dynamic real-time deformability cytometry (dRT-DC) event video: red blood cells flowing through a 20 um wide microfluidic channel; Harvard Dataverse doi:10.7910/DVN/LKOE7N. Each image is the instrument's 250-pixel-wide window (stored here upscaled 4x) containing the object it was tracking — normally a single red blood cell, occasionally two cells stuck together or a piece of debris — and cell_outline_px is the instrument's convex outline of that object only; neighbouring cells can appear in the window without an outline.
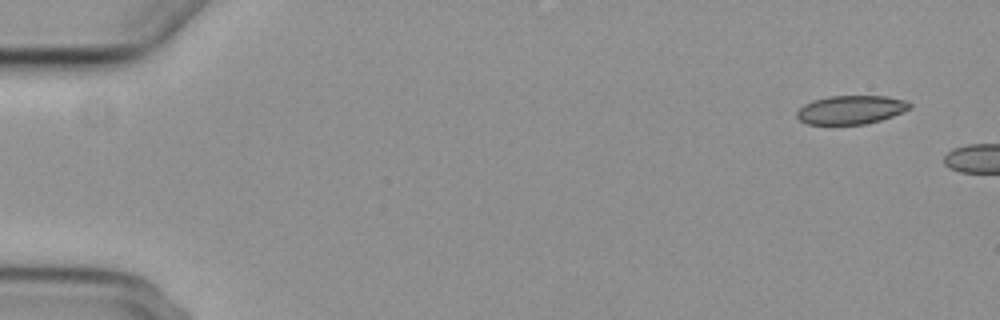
{"species": "common noctule bat (a hibernating species)", "species_latin": "Nyctalus noctula", "temperature_condition": "cold", "stored_images_in_passage": 3, "camera_frame_rate_fps": 3000, "um_per_image_px": 0.085, "animal": {"sex": "female", "body_mass_g": 29.2, "forearm_length_mm": 56.3}, "frame": {"image": 1, "passage_image": 1, "time_ms": 0.0, "image_size_px": [1000, 320], "cell_outline_px": [[912, 108], [892, 116], [880, 120], [864, 124], [808, 124], [800, 120], [796, 116], [796, 112], [804, 104], [812, 100], [828, 96], [884, 96], [904, 100], [912, 104]], "centroid_in_image_um": [72.32, 9.32], "position_along_channel_um": 12.7, "area_um2": 18.79}}